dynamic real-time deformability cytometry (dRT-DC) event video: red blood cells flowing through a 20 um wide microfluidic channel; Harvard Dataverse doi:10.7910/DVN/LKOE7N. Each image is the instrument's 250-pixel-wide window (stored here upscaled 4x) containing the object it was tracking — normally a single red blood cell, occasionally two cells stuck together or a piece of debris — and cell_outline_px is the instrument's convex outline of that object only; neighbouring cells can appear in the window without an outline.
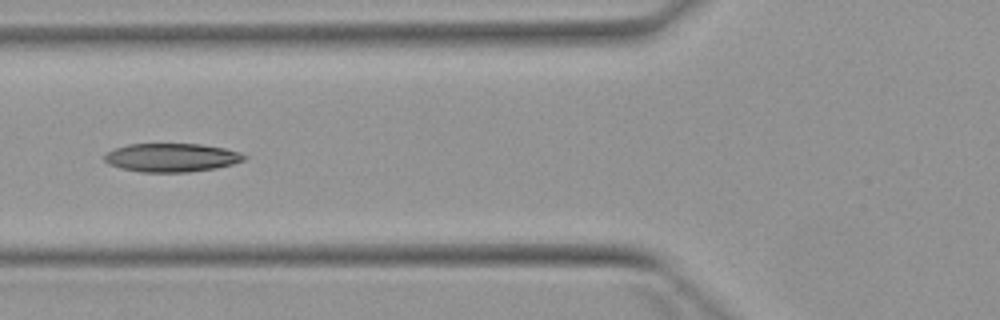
{"species": "Egyptian fruit bat (a non-hibernating species)", "species_latin": "Rousettus aegyptiacus", "temperature_condition": "warm", "stored_images_in_passage": 5, "camera_frame_rate_fps": 3000, "um_per_image_px": 0.085, "animal": {"sex": "female"}, "frame": {"image": 1, "passage_image": 4, "time_ms": 4.667, "image_size_px": [1000, 320], "cell_outline_px": [[248, 156], [244, 160], [232, 164], [216, 168], [188, 172], [140, 172], [120, 168], [108, 164], [104, 160], [104, 156], [108, 152], [116, 148], [128, 144], [200, 144], [224, 148], [240, 152]], "centroid_in_image_um": [14.59, 13.4], "position_along_channel_um": 111.2, "area_um2": 23.24}}
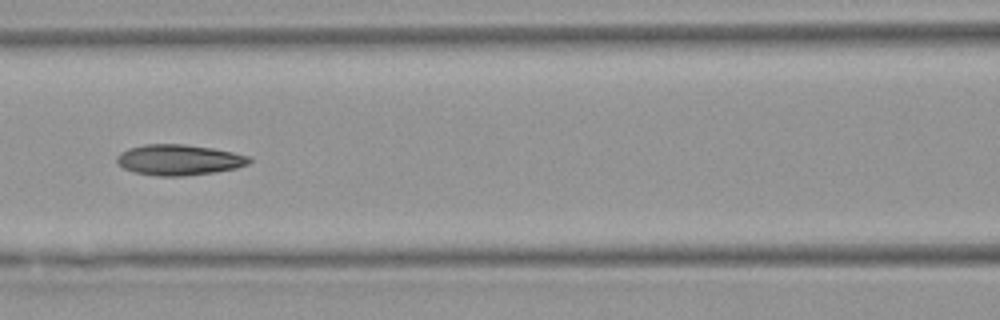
{"frame": {"image": 2, "passage_image": 5, "time_ms": 5.667, "image_size_px": [1000, 320], "cell_outline_px": [[252, 160], [248, 164], [236, 168], [216, 172], [184, 176], [156, 176], [136, 172], [124, 168], [116, 164], [116, 156], [120, 152], [128, 148], [144, 144], [184, 144], [212, 148], [252, 156]], "centroid_in_image_um": [15.21, 13.58], "position_along_channel_um": 151.4, "area_um2": 23.87}}